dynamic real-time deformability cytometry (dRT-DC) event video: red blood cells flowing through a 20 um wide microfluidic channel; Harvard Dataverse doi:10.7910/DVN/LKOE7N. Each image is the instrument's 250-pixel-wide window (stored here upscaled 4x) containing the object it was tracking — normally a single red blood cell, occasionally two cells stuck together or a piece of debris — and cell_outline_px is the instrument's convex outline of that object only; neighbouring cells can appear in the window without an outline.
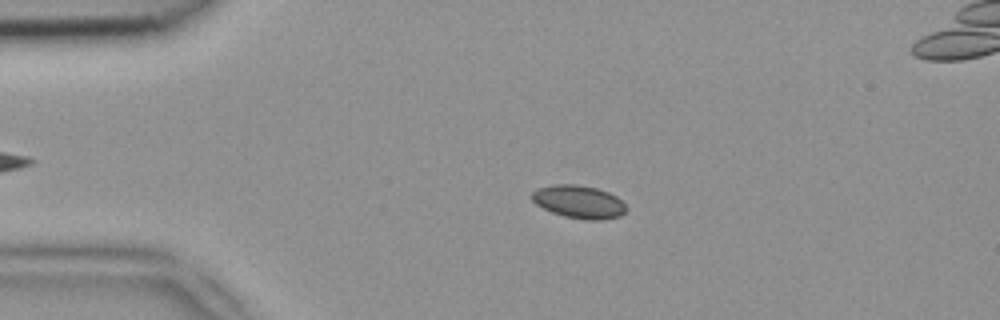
{"species": "common noctule bat (a hibernating species)", "species_latin": "Nyctalus noctula", "temperature_condition": "room temperature", "stored_images_in_passage": 51, "camera_frame_rate_fps": 3000, "um_per_image_px": 0.085, "animal": {"sex": "female", "body_mass_g": 18.4}, "frame": {"image": 1, "passage_image": 11, "time_ms": 3.333, "image_size_px": [1000, 320], "cell_outline_px": [[628, 208], [620, 216], [600, 220], [584, 220], [564, 216], [552, 212], [536, 204], [532, 200], [532, 192], [536, 188], [552, 184], [576, 184], [596, 188], [608, 192], [616, 196]], "centroid_in_image_um": [49.19, 17.15], "position_along_channel_um": 35.8, "area_um2": 18.15}}
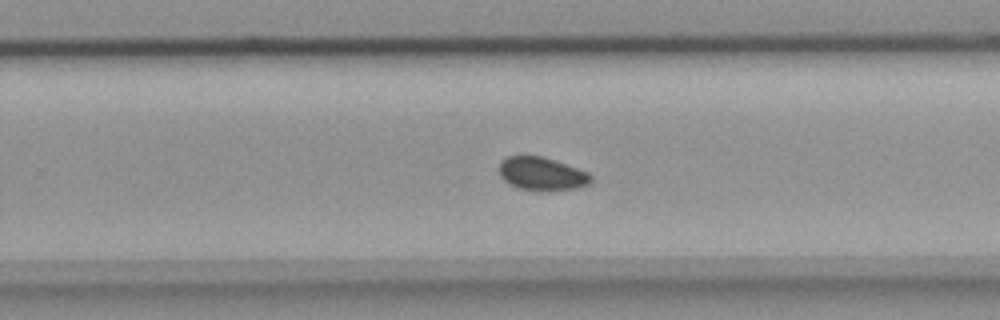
{"frame": {"image": 2, "passage_image": 32, "time_ms": 10.333, "image_size_px": [1000, 320], "cell_outline_px": [[592, 180], [588, 184], [576, 188], [520, 188], [504, 180], [500, 176], [500, 160], [508, 156], [540, 156], [556, 160], [588, 172], [592, 176]], "centroid_in_image_um": [46.05, 14.71], "position_along_channel_um": 283.7, "area_um2": 16.99}}
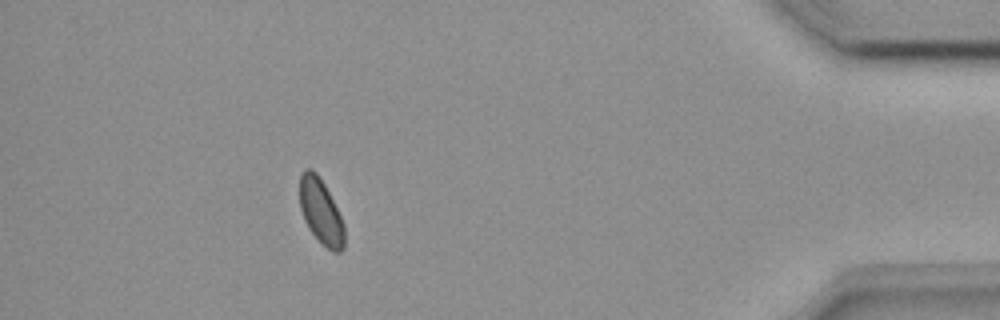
{"frame": {"image": 3, "passage_image": 45, "time_ms": 14.667, "image_size_px": [1000, 320], "cell_outline_px": [[344, 248], [340, 252], [332, 252], [308, 228], [304, 220], [300, 208], [300, 172], [304, 168], [312, 168], [316, 172], [324, 184], [344, 224]], "centroid_in_image_um": [27.25, 17.95], "position_along_channel_um": 407.9, "area_um2": 16.76}}